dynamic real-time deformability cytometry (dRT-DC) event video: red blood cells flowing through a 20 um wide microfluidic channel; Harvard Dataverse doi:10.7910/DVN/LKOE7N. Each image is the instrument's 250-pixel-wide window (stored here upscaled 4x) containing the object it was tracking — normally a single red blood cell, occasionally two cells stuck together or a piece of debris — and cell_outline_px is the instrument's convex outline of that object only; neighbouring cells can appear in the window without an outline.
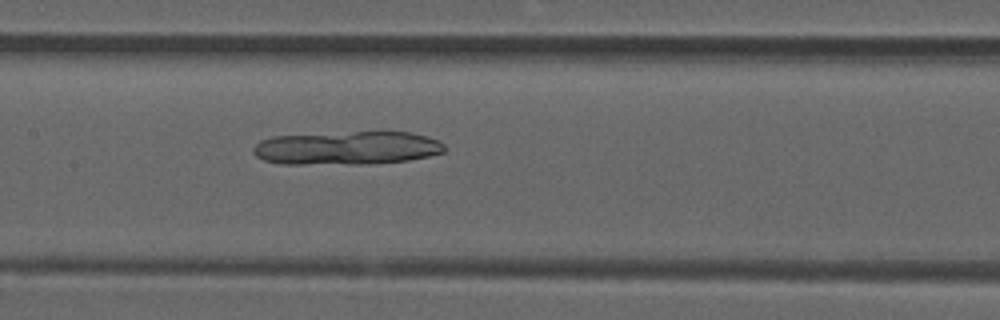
{"species": "common noctule bat (a hibernating species)", "species_latin": "Nyctalus noctula", "temperature_condition": "room temperature", "stored_images_in_passage": 52, "camera_frame_rate_fps": 3000, "um_per_image_px": 0.085, "animal": {"sex": "male", "forearm_length_mm": 52.5}, "frame": {"image": 1, "passage_image": 25, "time_ms": 8.0, "image_size_px": [1000, 320], "cell_outline_px": [[448, 148], [444, 152], [428, 156], [408, 160], [360, 164], [280, 164], [264, 160], [256, 156], [252, 152], [252, 148], [260, 140], [272, 136], [380, 128], [412, 132], [440, 140]], "centroid_in_image_um": [29.54, 12.52], "position_along_channel_um": 177.9, "area_um2": 39.07}}
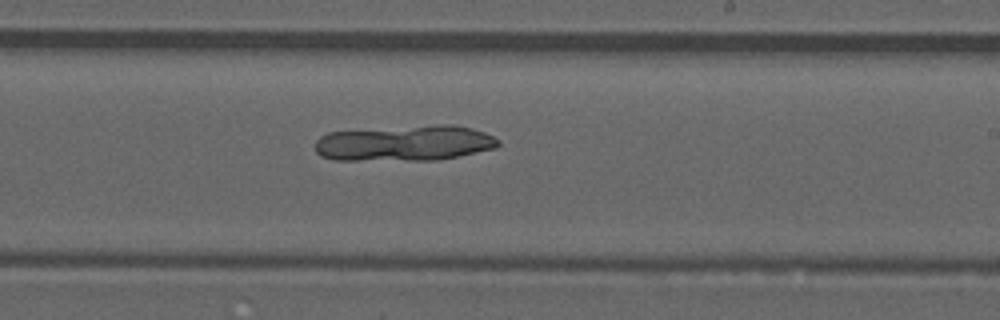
{"frame": {"image": 2, "passage_image": 31, "time_ms": 10.0, "image_size_px": [1000, 320], "cell_outline_px": [[500, 144], [496, 148], [436, 160], [332, 160], [320, 156], [316, 152], [316, 140], [320, 136], [328, 132], [436, 124], [456, 124], [472, 128], [484, 132], [500, 140]], "centroid_in_image_um": [34.39, 12.16], "position_along_channel_um": 254.6, "area_um2": 38.26}}
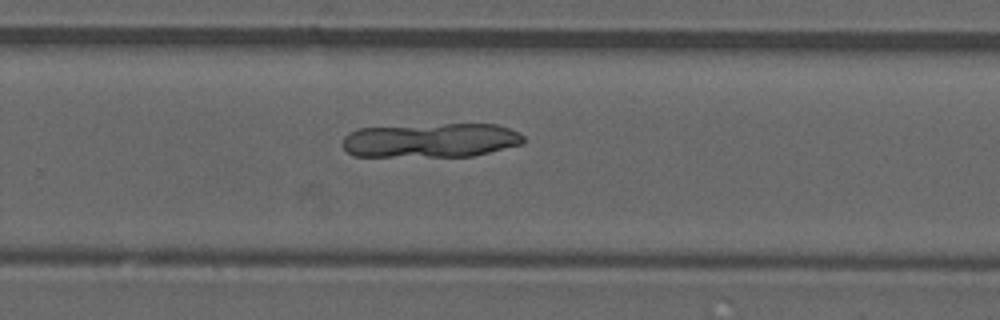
{"frame": {"image": 3, "passage_image": 34, "time_ms": 11.0, "image_size_px": [1000, 320], "cell_outline_px": [[524, 144], [472, 156], [352, 156], [340, 144], [344, 136], [348, 132], [360, 128], [444, 124], [496, 124], [508, 128], [524, 136]], "centroid_in_image_um": [36.6, 11.93], "position_along_channel_um": 293.2, "area_um2": 36.18}}